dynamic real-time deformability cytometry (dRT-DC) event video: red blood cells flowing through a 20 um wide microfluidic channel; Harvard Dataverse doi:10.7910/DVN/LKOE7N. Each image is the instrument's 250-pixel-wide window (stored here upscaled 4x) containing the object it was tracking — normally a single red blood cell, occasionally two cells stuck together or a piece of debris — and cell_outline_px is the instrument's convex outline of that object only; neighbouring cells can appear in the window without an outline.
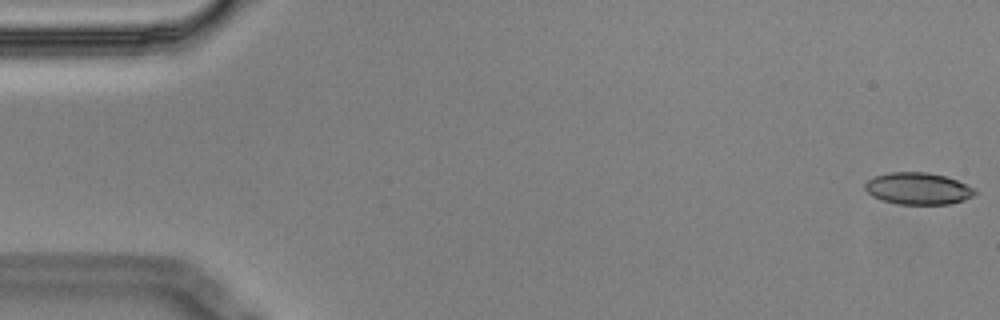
{"species": "Egyptian fruit bat (a non-hibernating species)", "species_latin": "Rousettus aegyptiacus", "temperature_condition": "cold", "stored_images_in_passage": 7, "camera_frame_rate_fps": 3000, "um_per_image_px": 0.085, "animal": {"sex": "male"}, "frame": {"image": 1, "passage_image": 1, "time_ms": 0.0, "image_size_px": [1000, 320], "cell_outline_px": [[976, 192], [972, 196], [964, 200], [948, 204], [896, 204], [880, 200], [872, 196], [864, 188], [864, 184], [868, 180], [876, 176], [888, 172], [928, 172], [944, 176], [956, 180], [972, 188]], "centroid_in_image_um": [77.98, 16.03], "position_along_channel_um": 7.0, "area_um2": 20.29}}
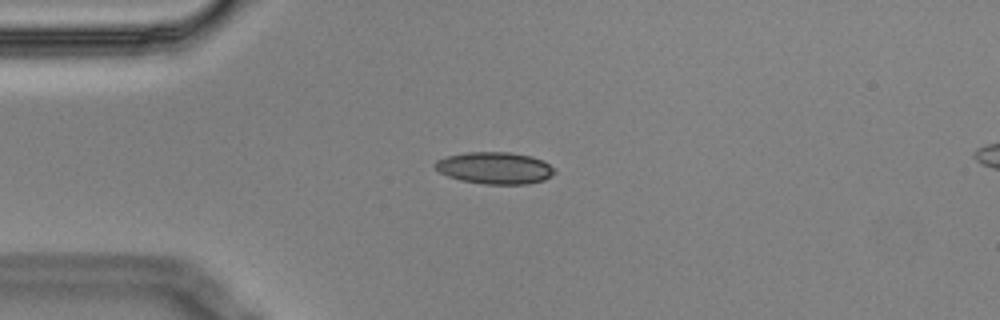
{"frame": {"image": 2, "passage_image": 5, "time_ms": 1.333, "image_size_px": [1000, 320], "cell_outline_px": [[556, 172], [544, 180], [528, 184], [484, 184], [460, 180], [448, 176], [440, 172], [432, 164], [436, 160], [448, 156], [468, 152], [508, 152], [532, 156], [544, 160]], "centroid_in_image_um": [42.05, 14.28], "position_along_channel_um": 42.9, "area_um2": 22.2}}